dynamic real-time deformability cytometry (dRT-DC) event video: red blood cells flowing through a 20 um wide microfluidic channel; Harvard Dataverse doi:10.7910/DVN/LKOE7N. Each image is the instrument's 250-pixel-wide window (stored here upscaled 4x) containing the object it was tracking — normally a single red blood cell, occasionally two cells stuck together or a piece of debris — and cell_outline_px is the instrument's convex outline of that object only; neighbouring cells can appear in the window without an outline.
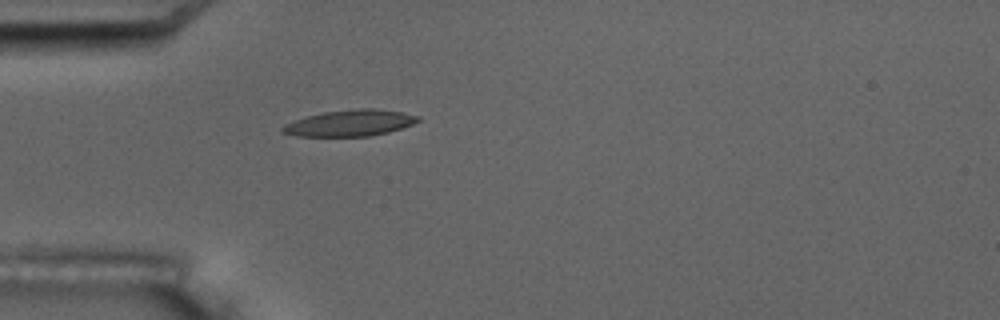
{"species": "common noctule bat (a hibernating species)", "species_latin": "Nyctalus noctula", "temperature_condition": "room temperature", "stored_images_in_passage": 6, "camera_frame_rate_fps": 3000, "um_per_image_px": 0.085, "animal": {"sex": "male", "body_mass_g": 17.5, "forearm_length_mm": 52.3}, "frame": {"image": 1, "passage_image": 6, "time_ms": 5.667, "image_size_px": [1000, 320], "cell_outline_px": [[420, 120], [412, 124], [388, 132], [368, 136], [296, 136], [280, 132], [280, 128], [284, 124], [308, 116], [324, 112], [356, 108], [372, 108], [404, 112], [420, 116]], "centroid_in_image_um": [29.74, 10.45], "position_along_channel_um": 55.3, "area_um2": 20.69}}